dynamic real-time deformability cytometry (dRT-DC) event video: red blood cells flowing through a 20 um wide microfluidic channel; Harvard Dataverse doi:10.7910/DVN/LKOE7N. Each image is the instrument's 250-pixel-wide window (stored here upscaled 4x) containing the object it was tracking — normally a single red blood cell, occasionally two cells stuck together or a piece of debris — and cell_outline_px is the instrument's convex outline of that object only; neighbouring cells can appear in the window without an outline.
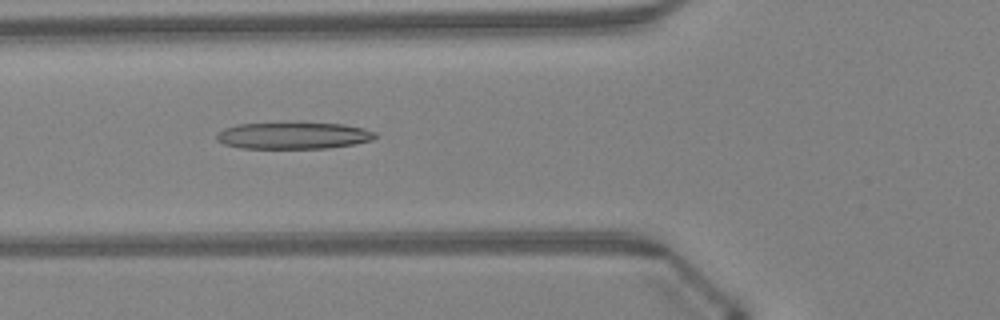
{"species": "Egyptian fruit bat (a non-hibernating species)", "species_latin": "Rousettus aegyptiacus", "temperature_condition": "warm", "stored_images_in_passage": 47, "camera_frame_rate_fps": 3000, "um_per_image_px": 0.085, "animal": {"sex": "female"}, "frame": {"image": 1, "passage_image": 18, "time_ms": 5.667, "image_size_px": [1000, 320], "cell_outline_px": [[376, 136], [372, 140], [356, 144], [328, 148], [240, 148], [224, 144], [216, 140], [216, 132], [224, 128], [236, 124], [344, 124], [364, 128], [376, 132]], "centroid_in_image_um": [24.93, 11.54], "position_along_channel_um": 100.9, "area_um2": 24.45}}
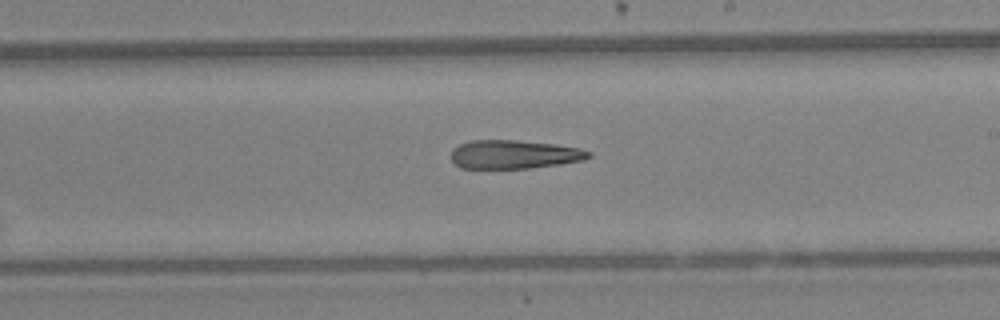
{"frame": {"image": 2, "passage_image": 28, "time_ms": 9.0, "image_size_px": [1000, 320], "cell_outline_px": [[592, 156], [584, 160], [560, 164], [528, 168], [460, 168], [452, 160], [452, 148], [460, 144], [472, 140], [516, 140], [556, 144], [576, 148], [592, 152]], "centroid_in_image_um": [43.71, 13.12], "position_along_channel_um": 245.3, "area_um2": 22.89}}
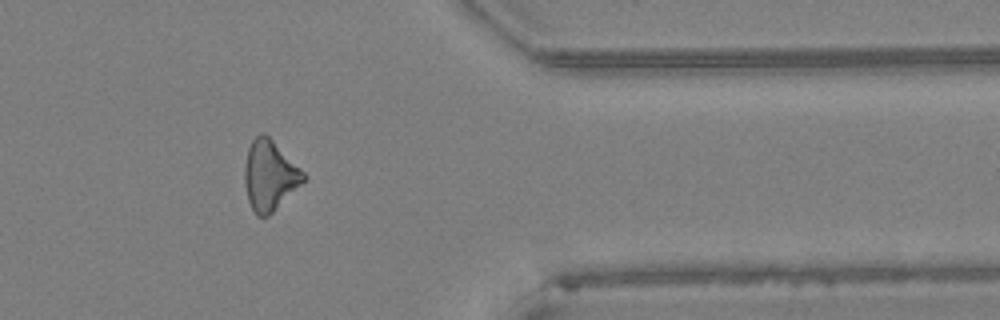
{"frame": {"image": 3, "passage_image": 39, "time_ms": 12.667, "image_size_px": [1000, 320], "cell_outline_px": [[308, 176], [268, 216], [256, 216], [248, 200], [244, 180], [244, 168], [248, 148], [252, 140], [260, 132], [264, 132]], "centroid_in_image_um": [22.89, 14.9], "position_along_channel_um": 388.5, "area_um2": 23.52}}